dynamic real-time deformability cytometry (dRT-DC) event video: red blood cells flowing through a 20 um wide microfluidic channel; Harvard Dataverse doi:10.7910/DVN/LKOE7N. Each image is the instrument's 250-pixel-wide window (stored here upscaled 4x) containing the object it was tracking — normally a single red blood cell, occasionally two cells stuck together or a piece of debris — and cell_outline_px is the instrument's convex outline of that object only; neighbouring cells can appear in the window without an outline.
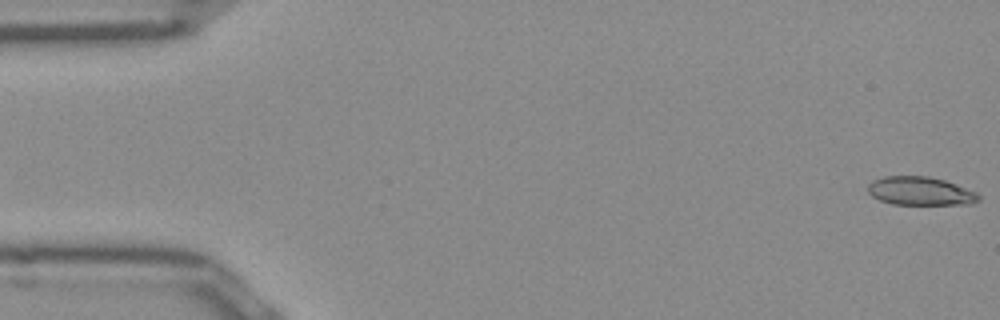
{"species": "Egyptian fruit bat (a non-hibernating species)", "species_latin": "Rousettus aegyptiacus", "temperature_condition": "room temperature", "stored_images_in_passage": 51, "camera_frame_rate_fps": 3000, "um_per_image_px": 0.085, "frame": {"image": 1, "passage_image": 1, "time_ms": 0.0, "image_size_px": [1000, 320], "cell_outline_px": [[980, 200], [972, 204], [892, 204], [880, 200], [872, 196], [868, 192], [868, 184], [872, 180], [884, 176], [928, 176], [944, 180], [976, 192], [980, 196]], "centroid_in_image_um": [78.21, 16.24], "position_along_channel_um": 6.8, "area_um2": 18.32}}
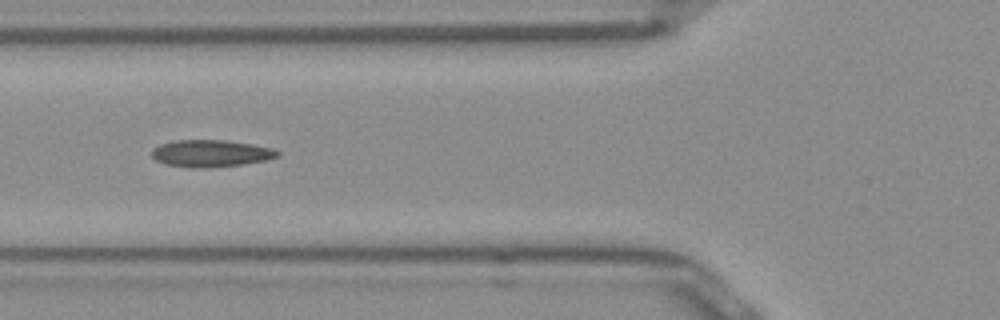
{"frame": {"image": 2, "passage_image": 19, "time_ms": 6.0, "image_size_px": [1000, 320], "cell_outline_px": [[280, 156], [268, 160], [244, 164], [212, 168], [192, 168], [164, 164], [156, 160], [152, 156], [152, 148], [160, 144], [176, 140], [224, 140], [252, 144], [272, 148], [280, 152]], "centroid_in_image_um": [17.93, 13.05], "position_along_channel_um": 107.9, "area_um2": 20.06}}
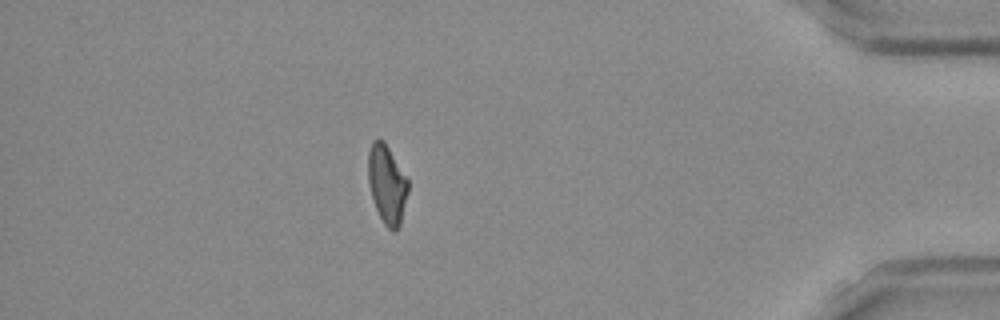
{"frame": {"image": 3, "passage_image": 45, "time_ms": 14.667, "image_size_px": [1000, 320], "cell_outline_px": [[408, 192], [400, 224], [396, 232], [392, 232], [384, 224], [376, 208], [372, 196], [368, 180], [368, 152], [372, 140], [384, 140], [408, 180]], "centroid_in_image_um": [32.89, 15.67], "position_along_channel_um": 402.3, "area_um2": 18.15}, "authors_computed_cell_mechanics": {"area_um2": 18.9584, "velocity_mm_per_s": 3.9378, "shape_relaxation_time_tau1_ms": null, "shape_relaxation_time_tau2_ms": 2.7889, "deformation_change_tau1": null, "deformation_change_tau2": 0.1041}}